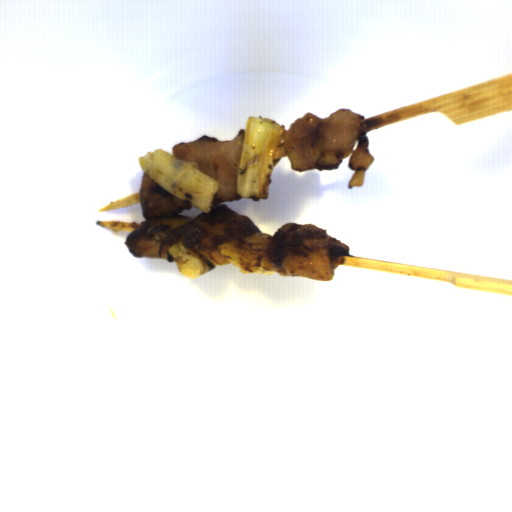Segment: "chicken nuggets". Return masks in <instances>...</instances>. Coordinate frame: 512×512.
Segmentation results:
<instances>
[{
	"label": "chicken nuggets",
	"instance_id": "obj_1",
	"mask_svg": "<svg viewBox=\"0 0 512 512\" xmlns=\"http://www.w3.org/2000/svg\"><path fill=\"white\" fill-rule=\"evenodd\" d=\"M245 133L246 128L238 129L232 140H219L203 134L172 148L173 158L196 163L197 168L219 184L208 213L142 173L140 202L145 221L126 236L124 245L131 255L174 261L169 249L181 240L211 272L216 266L231 263L217 246L231 244L238 247L261 233L249 216L240 215L223 204L243 199L237 194V181Z\"/></svg>",
	"mask_w": 512,
	"mask_h": 512
},
{
	"label": "chicken nuggets",
	"instance_id": "obj_3",
	"mask_svg": "<svg viewBox=\"0 0 512 512\" xmlns=\"http://www.w3.org/2000/svg\"><path fill=\"white\" fill-rule=\"evenodd\" d=\"M273 273L332 281L339 260L350 256L345 242L328 235L327 228L287 222L275 232L266 249Z\"/></svg>",
	"mask_w": 512,
	"mask_h": 512
},
{
	"label": "chicken nuggets",
	"instance_id": "obj_2",
	"mask_svg": "<svg viewBox=\"0 0 512 512\" xmlns=\"http://www.w3.org/2000/svg\"><path fill=\"white\" fill-rule=\"evenodd\" d=\"M284 154L292 170H337L349 157L348 168L354 170L348 189L364 186L365 174L374 162L369 150L365 115L339 108L327 118L307 112L293 121L282 138Z\"/></svg>",
	"mask_w": 512,
	"mask_h": 512
}]
</instances>
